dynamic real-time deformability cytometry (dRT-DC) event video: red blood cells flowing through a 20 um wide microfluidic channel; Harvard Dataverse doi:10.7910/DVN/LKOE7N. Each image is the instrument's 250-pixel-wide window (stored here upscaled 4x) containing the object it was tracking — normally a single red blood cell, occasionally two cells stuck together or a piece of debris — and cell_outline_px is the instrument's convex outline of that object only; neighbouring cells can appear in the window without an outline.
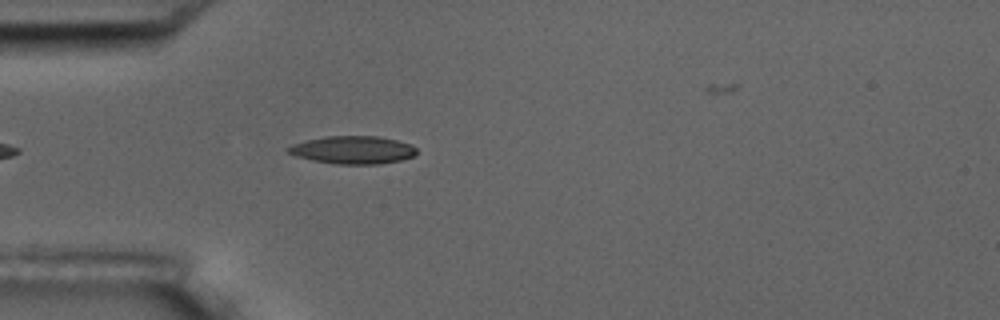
{"species": "common noctule bat (a hibernating species)", "species_latin": "Nyctalus noctula", "temperature_condition": "room temperature", "stored_images_in_passage": 4, "camera_frame_rate_fps": 3000, "um_per_image_px": 0.085, "animal": {"sex": "male", "body_mass_g": 17.5, "forearm_length_mm": 52.3}, "frame": {"image": 1, "passage_image": 3, "time_ms": 2.333, "image_size_px": [1000, 320], "cell_outline_px": [[416, 152], [412, 156], [400, 160], [380, 164], [336, 164], [312, 160], [296, 156], [288, 152], [284, 148], [292, 144], [304, 140], [324, 136], [376, 136], [396, 140], [408, 144], [416, 148]], "centroid_in_image_um": [29.92, 12.74], "position_along_channel_um": 55.1, "area_um2": 20.81}}